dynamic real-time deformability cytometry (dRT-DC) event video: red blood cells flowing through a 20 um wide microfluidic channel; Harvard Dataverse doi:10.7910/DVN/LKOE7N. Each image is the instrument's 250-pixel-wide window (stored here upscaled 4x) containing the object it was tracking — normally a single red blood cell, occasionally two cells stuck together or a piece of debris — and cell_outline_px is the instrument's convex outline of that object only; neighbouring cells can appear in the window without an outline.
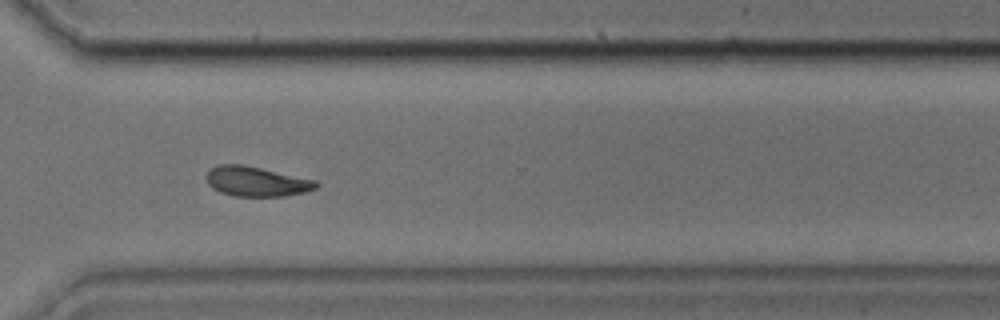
{"species": "common noctule bat (a hibernating species)", "species_latin": "Nyctalus noctula", "temperature_condition": "cold", "stored_images_in_passage": 41, "camera_frame_rate_fps": 3000, "um_per_image_px": 0.085, "animal": {"sex": "male", "body_mass_g": 17.9, "forearm_length_mm": 54.2}, "frame": {"image": 1, "passage_image": 30, "time_ms": 9.667, "image_size_px": [1000, 320], "cell_outline_px": [[320, 184], [316, 188], [304, 192], [284, 196], [236, 196], [220, 192], [212, 188], [208, 184], [204, 176], [212, 168], [220, 164], [240, 164], [260, 168], [316, 180]], "centroid_in_image_um": [21.78, 15.43], "position_along_channel_um": 348.8, "area_um2": 18.96}}